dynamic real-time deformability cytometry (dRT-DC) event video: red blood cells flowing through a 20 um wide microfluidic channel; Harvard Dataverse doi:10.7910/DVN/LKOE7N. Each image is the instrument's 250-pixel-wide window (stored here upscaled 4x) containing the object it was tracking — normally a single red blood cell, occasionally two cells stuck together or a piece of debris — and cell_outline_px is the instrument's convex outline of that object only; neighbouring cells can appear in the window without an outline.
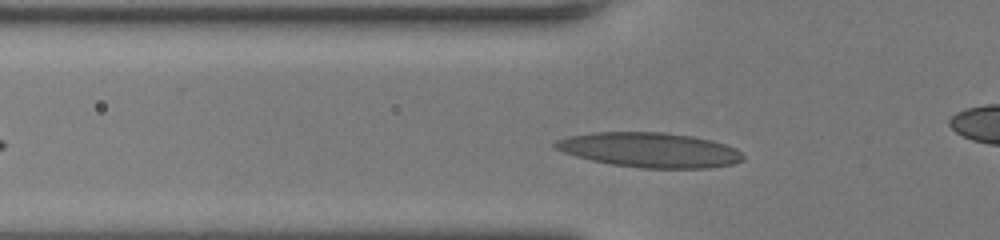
{"species": "human", "species_latin": "Homo sapiens", "temperature_condition": "room temperature", "stored_images_in_passage": 37, "camera_frame_rate_fps": 3000, "um_per_image_px": 0.085, "donor": {"sex": "female"}, "frame": {"image": 1, "passage_image": 10, "time_ms": 3.0, "image_size_px": [1000, 240], "cell_outline_px": [[744, 160], [732, 164], [708, 168], [644, 168], [612, 164], [592, 160], [576, 156], [552, 148], [552, 144], [556, 140], [568, 136], [592, 132], [664, 132], [692, 136], [712, 140], [736, 148], [744, 156]], "centroid_in_image_um": [55.21, 12.74], "position_along_channel_um": 70.6, "area_um2": 38.15}}
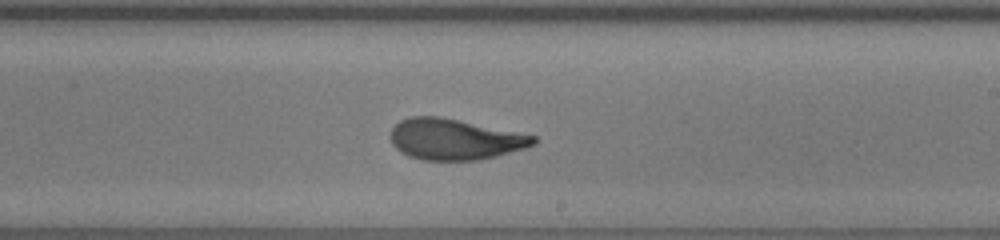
{"frame": {"image": 2, "passage_image": 24, "time_ms": 7.667, "image_size_px": [1000, 240], "cell_outline_px": [[536, 144], [524, 148], [496, 156], [480, 160], [420, 160], [408, 156], [400, 152], [392, 144], [392, 128], [400, 120], [412, 116], [440, 116], [536, 136]], "centroid_in_image_um": [38.63, 11.84], "position_along_channel_um": 250.4, "area_um2": 33.93}}
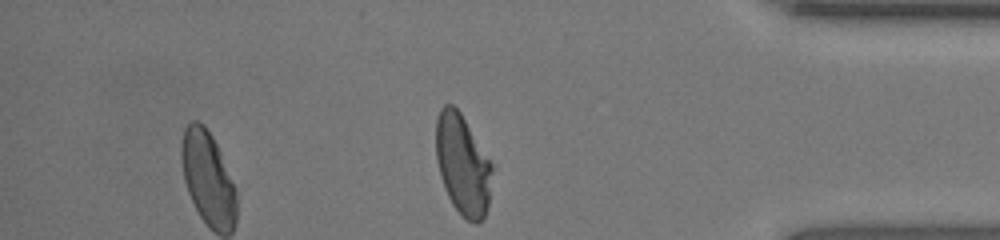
{"frame": {"image": 3, "passage_image": 37, "time_ms": 12.0, "image_size_px": [1000, 240], "cell_outline_px": [[492, 168], [488, 204], [484, 216], [476, 224], [472, 224], [460, 216], [452, 204], [444, 188], [440, 176], [436, 160], [436, 120], [440, 108], [444, 104], [452, 104], [460, 112], [492, 164]], "centroid_in_image_um": [39.3, 14.02], "position_along_channel_um": 395.9, "area_um2": 32.77}, "authors_computed_cell_mechanics": {"area_um2": 34.2176, "velocity_mm_per_s": 3.8905, "shape_relaxation_time_tau1_ms": 5.8994, "shape_relaxation_time_tau2_ms": 1.2775, "deformation_change_tau1": 0.2417, "deformation_change_tau2": 0.0889}}